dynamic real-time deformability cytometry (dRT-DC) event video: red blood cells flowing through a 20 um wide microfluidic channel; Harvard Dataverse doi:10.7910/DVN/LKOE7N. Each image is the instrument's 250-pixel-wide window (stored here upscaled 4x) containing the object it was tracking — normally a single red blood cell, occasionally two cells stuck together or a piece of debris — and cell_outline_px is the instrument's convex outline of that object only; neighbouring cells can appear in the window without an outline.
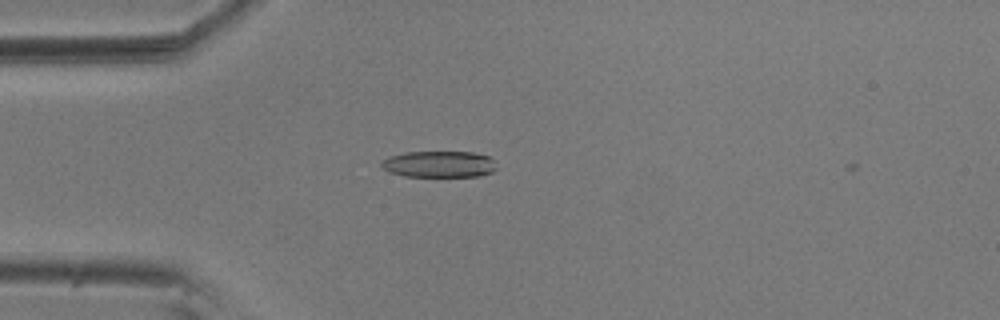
{"species": "common noctule bat (a hibernating species)", "species_latin": "Nyctalus noctula", "temperature_condition": "room temperature", "stored_images_in_passage": 43, "camera_frame_rate_fps": 3000, "um_per_image_px": 0.085, "animal": {"sex": "male", "body_mass_g": 20.5, "forearm_length_mm": 52.5}, "frame": {"image": 1, "passage_image": 2, "time_ms": 0.333, "image_size_px": [1000, 320], "cell_outline_px": [[496, 168], [492, 172], [480, 176], [404, 176], [388, 172], [380, 164], [380, 160], [388, 156], [404, 152], [472, 152], [488, 156], [492, 160]], "centroid_in_image_um": [37.27, 13.95], "position_along_channel_um": 47.7, "area_um2": 17.74}}
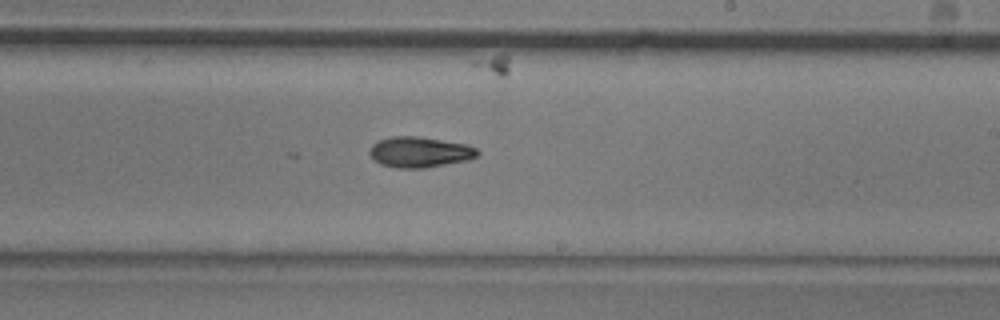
{"frame": {"image": 2, "passage_image": 20, "time_ms": 6.333, "image_size_px": [1000, 320], "cell_outline_px": [[480, 152], [476, 156], [468, 160], [424, 168], [396, 168], [380, 164], [368, 152], [372, 144], [380, 140], [392, 136], [416, 136], [468, 144], [476, 148]], "centroid_in_image_um": [35.68, 12.92], "position_along_channel_um": 253.3, "area_um2": 19.19}}
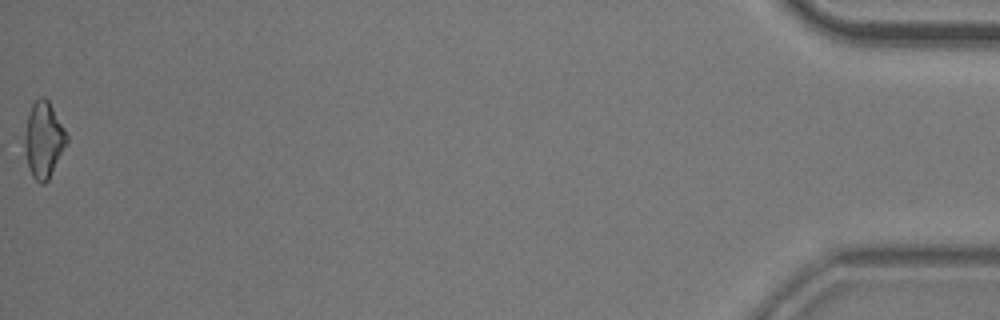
{"frame": {"image": 3, "passage_image": 43, "time_ms": 14.0, "image_size_px": [1000, 320], "cell_outline_px": [[68, 140], [48, 180], [44, 184], [40, 184], [32, 176], [28, 168], [24, 152], [24, 132], [28, 112], [32, 104], [40, 96], [44, 96], [48, 100], [64, 128], [68, 136]], "centroid_in_image_um": [3.68, 11.88], "position_along_channel_um": 431.5, "area_um2": 18.67}, "authors_computed_cell_mechanics": {"area_um2": 18.3804, "velocity_mm_per_s": 3.6317, "shape_relaxation_time_tau1_ms": 7.0088, "shape_relaxation_time_tau2_ms": null, "deformation_change_tau1": 0.1656, "deformation_change_tau2": null}}